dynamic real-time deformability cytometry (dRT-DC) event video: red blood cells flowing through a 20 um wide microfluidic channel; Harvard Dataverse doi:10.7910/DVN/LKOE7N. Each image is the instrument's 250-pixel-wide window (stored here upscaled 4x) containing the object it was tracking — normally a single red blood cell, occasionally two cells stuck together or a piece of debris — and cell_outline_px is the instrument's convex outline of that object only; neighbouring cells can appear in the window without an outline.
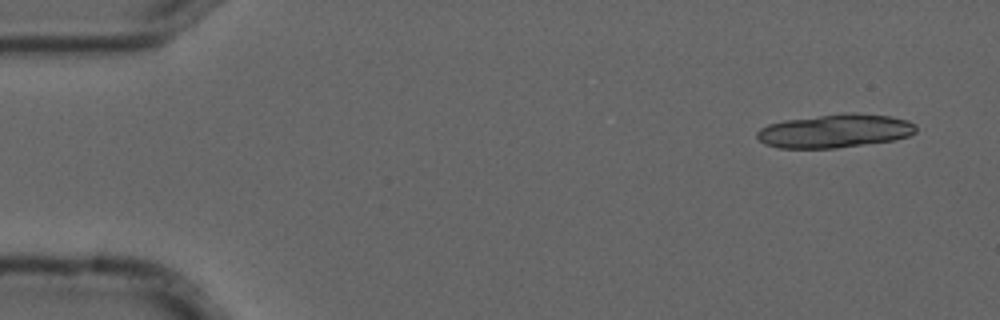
{"species": "common noctule bat (a hibernating species)", "species_latin": "Nyctalus noctula", "temperature_condition": "cold", "stored_images_in_passage": 6, "segment_of_instrument_passage": [1, 2], "camera_frame_rate_fps": 3000, "um_per_image_px": 0.085, "animal": {"sex": "male", "forearm_length_mm": 52.5}, "frame": {"image": 1, "passage_image": 1, "time_ms": 0.0, "image_size_px": [1000, 320], "cell_outline_px": [[916, 132], [908, 136], [892, 140], [836, 148], [776, 148], [764, 144], [756, 136], [756, 132], [760, 128], [768, 124], [784, 120], [844, 112], [856, 112], [892, 116], [908, 120], [916, 124]], "centroid_in_image_um": [70.96, 11.11], "position_along_channel_um": 14.0, "area_um2": 31.39}}